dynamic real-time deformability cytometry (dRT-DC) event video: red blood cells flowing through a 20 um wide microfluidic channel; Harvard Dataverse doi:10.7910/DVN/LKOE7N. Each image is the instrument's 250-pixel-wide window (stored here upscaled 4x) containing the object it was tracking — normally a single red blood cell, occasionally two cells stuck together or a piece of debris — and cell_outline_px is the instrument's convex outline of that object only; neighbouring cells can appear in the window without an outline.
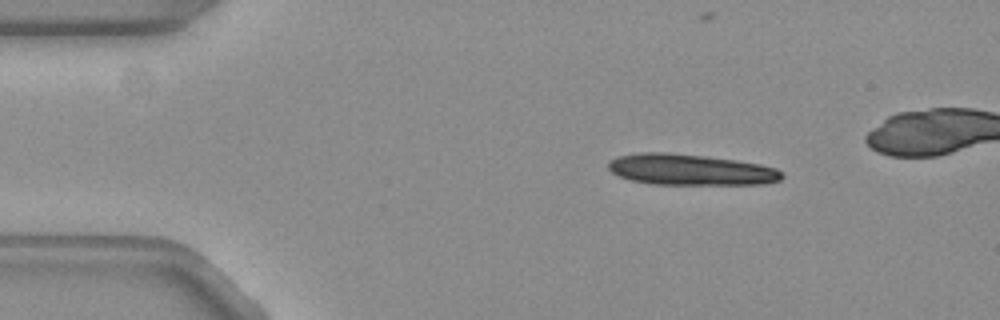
{"species": "common noctule bat (a hibernating species)", "species_latin": "Nyctalus noctula", "temperature_condition": "warm", "stored_images_in_passage": 8, "camera_frame_rate_fps": 3000, "um_per_image_px": 0.085, "animal": {"sex": "female", "body_mass_g": 19.3, "forearm_length_mm": 54.1}, "frame": {"image": 1, "passage_image": 1, "time_ms": 0.0, "image_size_px": [1000, 320], "cell_outline_px": [[784, 176], [780, 180], [764, 184], [652, 184], [628, 180], [612, 172], [608, 168], [608, 164], [616, 156], [636, 152], [664, 152], [704, 156], [736, 160], [760, 164], [776, 168]], "centroid_in_image_um": [58.66, 14.42], "position_along_channel_um": 26.3, "area_um2": 31.39}}